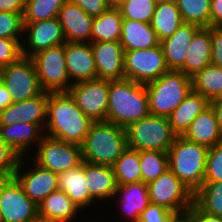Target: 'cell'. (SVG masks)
Returning <instances> with one entry per match:
<instances>
[{
	"label": "cell",
	"instance_id": "cell-1",
	"mask_svg": "<svg viewBox=\"0 0 222 222\" xmlns=\"http://www.w3.org/2000/svg\"><path fill=\"white\" fill-rule=\"evenodd\" d=\"M45 136L81 146L94 122L77 106L69 92H48Z\"/></svg>",
	"mask_w": 222,
	"mask_h": 222
},
{
	"label": "cell",
	"instance_id": "cell-2",
	"mask_svg": "<svg viewBox=\"0 0 222 222\" xmlns=\"http://www.w3.org/2000/svg\"><path fill=\"white\" fill-rule=\"evenodd\" d=\"M150 115L145 84L130 79L109 80L107 122L125 129Z\"/></svg>",
	"mask_w": 222,
	"mask_h": 222
},
{
	"label": "cell",
	"instance_id": "cell-3",
	"mask_svg": "<svg viewBox=\"0 0 222 222\" xmlns=\"http://www.w3.org/2000/svg\"><path fill=\"white\" fill-rule=\"evenodd\" d=\"M126 129L107 121L93 122L81 145L84 162L112 167L127 148Z\"/></svg>",
	"mask_w": 222,
	"mask_h": 222
},
{
	"label": "cell",
	"instance_id": "cell-4",
	"mask_svg": "<svg viewBox=\"0 0 222 222\" xmlns=\"http://www.w3.org/2000/svg\"><path fill=\"white\" fill-rule=\"evenodd\" d=\"M208 148L177 136L168 150V168L195 193L203 184Z\"/></svg>",
	"mask_w": 222,
	"mask_h": 222
},
{
	"label": "cell",
	"instance_id": "cell-5",
	"mask_svg": "<svg viewBox=\"0 0 222 222\" xmlns=\"http://www.w3.org/2000/svg\"><path fill=\"white\" fill-rule=\"evenodd\" d=\"M151 115L169 117L192 90V79L179 70H169L145 84Z\"/></svg>",
	"mask_w": 222,
	"mask_h": 222
},
{
	"label": "cell",
	"instance_id": "cell-6",
	"mask_svg": "<svg viewBox=\"0 0 222 222\" xmlns=\"http://www.w3.org/2000/svg\"><path fill=\"white\" fill-rule=\"evenodd\" d=\"M127 145L138 151L168 152L177 135L172 131L169 118L148 115L126 128Z\"/></svg>",
	"mask_w": 222,
	"mask_h": 222
},
{
	"label": "cell",
	"instance_id": "cell-7",
	"mask_svg": "<svg viewBox=\"0 0 222 222\" xmlns=\"http://www.w3.org/2000/svg\"><path fill=\"white\" fill-rule=\"evenodd\" d=\"M147 185L150 202L169 211L186 212L194 203V193L169 168Z\"/></svg>",
	"mask_w": 222,
	"mask_h": 222
},
{
	"label": "cell",
	"instance_id": "cell-8",
	"mask_svg": "<svg viewBox=\"0 0 222 222\" xmlns=\"http://www.w3.org/2000/svg\"><path fill=\"white\" fill-rule=\"evenodd\" d=\"M31 58L43 91L68 92L72 84L69 83L64 44L39 51Z\"/></svg>",
	"mask_w": 222,
	"mask_h": 222
},
{
	"label": "cell",
	"instance_id": "cell-9",
	"mask_svg": "<svg viewBox=\"0 0 222 222\" xmlns=\"http://www.w3.org/2000/svg\"><path fill=\"white\" fill-rule=\"evenodd\" d=\"M169 71L161 44L147 48L125 51V78L147 84Z\"/></svg>",
	"mask_w": 222,
	"mask_h": 222
},
{
	"label": "cell",
	"instance_id": "cell-10",
	"mask_svg": "<svg viewBox=\"0 0 222 222\" xmlns=\"http://www.w3.org/2000/svg\"><path fill=\"white\" fill-rule=\"evenodd\" d=\"M38 206L24 192L15 177L0 180V221L33 222Z\"/></svg>",
	"mask_w": 222,
	"mask_h": 222
},
{
	"label": "cell",
	"instance_id": "cell-11",
	"mask_svg": "<svg viewBox=\"0 0 222 222\" xmlns=\"http://www.w3.org/2000/svg\"><path fill=\"white\" fill-rule=\"evenodd\" d=\"M1 70L2 82L10 90L13 103L34 98L43 92L32 58L21 56Z\"/></svg>",
	"mask_w": 222,
	"mask_h": 222
},
{
	"label": "cell",
	"instance_id": "cell-12",
	"mask_svg": "<svg viewBox=\"0 0 222 222\" xmlns=\"http://www.w3.org/2000/svg\"><path fill=\"white\" fill-rule=\"evenodd\" d=\"M36 151L35 163L55 173L72 169L83 162L81 146L44 135Z\"/></svg>",
	"mask_w": 222,
	"mask_h": 222
},
{
	"label": "cell",
	"instance_id": "cell-13",
	"mask_svg": "<svg viewBox=\"0 0 222 222\" xmlns=\"http://www.w3.org/2000/svg\"><path fill=\"white\" fill-rule=\"evenodd\" d=\"M109 80L93 79L72 84L68 92L77 106L92 121H106L108 109Z\"/></svg>",
	"mask_w": 222,
	"mask_h": 222
},
{
	"label": "cell",
	"instance_id": "cell-14",
	"mask_svg": "<svg viewBox=\"0 0 222 222\" xmlns=\"http://www.w3.org/2000/svg\"><path fill=\"white\" fill-rule=\"evenodd\" d=\"M29 32L27 43L29 49L26 50L22 43V56L32 57L39 51L65 44L66 40L62 31V26L58 18H52L39 22H24V32Z\"/></svg>",
	"mask_w": 222,
	"mask_h": 222
},
{
	"label": "cell",
	"instance_id": "cell-15",
	"mask_svg": "<svg viewBox=\"0 0 222 222\" xmlns=\"http://www.w3.org/2000/svg\"><path fill=\"white\" fill-rule=\"evenodd\" d=\"M64 55L69 78L75 81L72 84L98 78L91 42H65Z\"/></svg>",
	"mask_w": 222,
	"mask_h": 222
},
{
	"label": "cell",
	"instance_id": "cell-16",
	"mask_svg": "<svg viewBox=\"0 0 222 222\" xmlns=\"http://www.w3.org/2000/svg\"><path fill=\"white\" fill-rule=\"evenodd\" d=\"M97 76L104 80H121L124 73V48L119 41L91 42Z\"/></svg>",
	"mask_w": 222,
	"mask_h": 222
},
{
	"label": "cell",
	"instance_id": "cell-17",
	"mask_svg": "<svg viewBox=\"0 0 222 222\" xmlns=\"http://www.w3.org/2000/svg\"><path fill=\"white\" fill-rule=\"evenodd\" d=\"M47 103L48 92L45 91L34 98L12 103L5 110L0 111V125H12L16 122H24L37 124L43 129L47 118ZM44 119L45 121H43Z\"/></svg>",
	"mask_w": 222,
	"mask_h": 222
},
{
	"label": "cell",
	"instance_id": "cell-18",
	"mask_svg": "<svg viewBox=\"0 0 222 222\" xmlns=\"http://www.w3.org/2000/svg\"><path fill=\"white\" fill-rule=\"evenodd\" d=\"M22 158L19 161L14 177L23 187L25 194L38 205L50 193L58 190V173L42 168L35 163L36 168L21 175L19 170H21V164H23Z\"/></svg>",
	"mask_w": 222,
	"mask_h": 222
},
{
	"label": "cell",
	"instance_id": "cell-19",
	"mask_svg": "<svg viewBox=\"0 0 222 222\" xmlns=\"http://www.w3.org/2000/svg\"><path fill=\"white\" fill-rule=\"evenodd\" d=\"M57 18L62 26L66 42H91V26L94 18L81 7L67 0Z\"/></svg>",
	"mask_w": 222,
	"mask_h": 222
},
{
	"label": "cell",
	"instance_id": "cell-20",
	"mask_svg": "<svg viewBox=\"0 0 222 222\" xmlns=\"http://www.w3.org/2000/svg\"><path fill=\"white\" fill-rule=\"evenodd\" d=\"M200 28L195 24L183 23L172 36L160 41L169 70H179L184 65L189 44Z\"/></svg>",
	"mask_w": 222,
	"mask_h": 222
},
{
	"label": "cell",
	"instance_id": "cell-21",
	"mask_svg": "<svg viewBox=\"0 0 222 222\" xmlns=\"http://www.w3.org/2000/svg\"><path fill=\"white\" fill-rule=\"evenodd\" d=\"M182 136L208 149L222 141L216 114L211 105L197 115Z\"/></svg>",
	"mask_w": 222,
	"mask_h": 222
},
{
	"label": "cell",
	"instance_id": "cell-22",
	"mask_svg": "<svg viewBox=\"0 0 222 222\" xmlns=\"http://www.w3.org/2000/svg\"><path fill=\"white\" fill-rule=\"evenodd\" d=\"M186 54L179 71L190 78L211 64V27H201L195 33Z\"/></svg>",
	"mask_w": 222,
	"mask_h": 222
},
{
	"label": "cell",
	"instance_id": "cell-23",
	"mask_svg": "<svg viewBox=\"0 0 222 222\" xmlns=\"http://www.w3.org/2000/svg\"><path fill=\"white\" fill-rule=\"evenodd\" d=\"M86 181L84 161L72 169L58 173V189L65 192L79 209H84L95 200L89 193Z\"/></svg>",
	"mask_w": 222,
	"mask_h": 222
},
{
	"label": "cell",
	"instance_id": "cell-24",
	"mask_svg": "<svg viewBox=\"0 0 222 222\" xmlns=\"http://www.w3.org/2000/svg\"><path fill=\"white\" fill-rule=\"evenodd\" d=\"M124 51L147 49L160 44L150 23L123 19L119 41Z\"/></svg>",
	"mask_w": 222,
	"mask_h": 222
},
{
	"label": "cell",
	"instance_id": "cell-25",
	"mask_svg": "<svg viewBox=\"0 0 222 222\" xmlns=\"http://www.w3.org/2000/svg\"><path fill=\"white\" fill-rule=\"evenodd\" d=\"M209 105L210 102L205 97L191 90L168 117L172 131L177 136H182L197 115Z\"/></svg>",
	"mask_w": 222,
	"mask_h": 222
},
{
	"label": "cell",
	"instance_id": "cell-26",
	"mask_svg": "<svg viewBox=\"0 0 222 222\" xmlns=\"http://www.w3.org/2000/svg\"><path fill=\"white\" fill-rule=\"evenodd\" d=\"M38 218L50 222H69L79 207L63 192L50 193L38 205Z\"/></svg>",
	"mask_w": 222,
	"mask_h": 222
},
{
	"label": "cell",
	"instance_id": "cell-27",
	"mask_svg": "<svg viewBox=\"0 0 222 222\" xmlns=\"http://www.w3.org/2000/svg\"><path fill=\"white\" fill-rule=\"evenodd\" d=\"M85 178L89 193L95 200L113 198L116 195L118 185L112 167L85 162Z\"/></svg>",
	"mask_w": 222,
	"mask_h": 222
},
{
	"label": "cell",
	"instance_id": "cell-28",
	"mask_svg": "<svg viewBox=\"0 0 222 222\" xmlns=\"http://www.w3.org/2000/svg\"><path fill=\"white\" fill-rule=\"evenodd\" d=\"M37 124L16 122L12 125H0V140L10 146L20 157L33 141L39 143L43 136Z\"/></svg>",
	"mask_w": 222,
	"mask_h": 222
},
{
	"label": "cell",
	"instance_id": "cell-29",
	"mask_svg": "<svg viewBox=\"0 0 222 222\" xmlns=\"http://www.w3.org/2000/svg\"><path fill=\"white\" fill-rule=\"evenodd\" d=\"M122 209L127 214L130 220L138 222L140 214L144 212L146 207L150 203L148 194V185L146 183H128L124 185H118L116 195L120 194ZM131 216V217H130Z\"/></svg>",
	"mask_w": 222,
	"mask_h": 222
},
{
	"label": "cell",
	"instance_id": "cell-30",
	"mask_svg": "<svg viewBox=\"0 0 222 222\" xmlns=\"http://www.w3.org/2000/svg\"><path fill=\"white\" fill-rule=\"evenodd\" d=\"M122 20L120 9L109 7L93 19L91 42L120 41Z\"/></svg>",
	"mask_w": 222,
	"mask_h": 222
},
{
	"label": "cell",
	"instance_id": "cell-31",
	"mask_svg": "<svg viewBox=\"0 0 222 222\" xmlns=\"http://www.w3.org/2000/svg\"><path fill=\"white\" fill-rule=\"evenodd\" d=\"M183 23L175 1L157 4L150 22L159 41L172 36Z\"/></svg>",
	"mask_w": 222,
	"mask_h": 222
},
{
	"label": "cell",
	"instance_id": "cell-32",
	"mask_svg": "<svg viewBox=\"0 0 222 222\" xmlns=\"http://www.w3.org/2000/svg\"><path fill=\"white\" fill-rule=\"evenodd\" d=\"M192 79V90L209 102L222 97V67L212 64L197 72Z\"/></svg>",
	"mask_w": 222,
	"mask_h": 222
},
{
	"label": "cell",
	"instance_id": "cell-33",
	"mask_svg": "<svg viewBox=\"0 0 222 222\" xmlns=\"http://www.w3.org/2000/svg\"><path fill=\"white\" fill-rule=\"evenodd\" d=\"M112 168L117 185L141 182L140 151L127 146Z\"/></svg>",
	"mask_w": 222,
	"mask_h": 222
},
{
	"label": "cell",
	"instance_id": "cell-34",
	"mask_svg": "<svg viewBox=\"0 0 222 222\" xmlns=\"http://www.w3.org/2000/svg\"><path fill=\"white\" fill-rule=\"evenodd\" d=\"M194 203L202 211L222 217V181L203 182L194 193Z\"/></svg>",
	"mask_w": 222,
	"mask_h": 222
},
{
	"label": "cell",
	"instance_id": "cell-35",
	"mask_svg": "<svg viewBox=\"0 0 222 222\" xmlns=\"http://www.w3.org/2000/svg\"><path fill=\"white\" fill-rule=\"evenodd\" d=\"M184 23L210 27L211 0H175Z\"/></svg>",
	"mask_w": 222,
	"mask_h": 222
},
{
	"label": "cell",
	"instance_id": "cell-36",
	"mask_svg": "<svg viewBox=\"0 0 222 222\" xmlns=\"http://www.w3.org/2000/svg\"><path fill=\"white\" fill-rule=\"evenodd\" d=\"M67 0H25L24 22H39L57 18Z\"/></svg>",
	"mask_w": 222,
	"mask_h": 222
},
{
	"label": "cell",
	"instance_id": "cell-37",
	"mask_svg": "<svg viewBox=\"0 0 222 222\" xmlns=\"http://www.w3.org/2000/svg\"><path fill=\"white\" fill-rule=\"evenodd\" d=\"M141 179L143 183L156 180L168 169V152L140 151Z\"/></svg>",
	"mask_w": 222,
	"mask_h": 222
},
{
	"label": "cell",
	"instance_id": "cell-38",
	"mask_svg": "<svg viewBox=\"0 0 222 222\" xmlns=\"http://www.w3.org/2000/svg\"><path fill=\"white\" fill-rule=\"evenodd\" d=\"M155 6L154 0H127L119 9L123 19L150 23Z\"/></svg>",
	"mask_w": 222,
	"mask_h": 222
},
{
	"label": "cell",
	"instance_id": "cell-39",
	"mask_svg": "<svg viewBox=\"0 0 222 222\" xmlns=\"http://www.w3.org/2000/svg\"><path fill=\"white\" fill-rule=\"evenodd\" d=\"M24 32L23 14L0 11V38L16 39Z\"/></svg>",
	"mask_w": 222,
	"mask_h": 222
},
{
	"label": "cell",
	"instance_id": "cell-40",
	"mask_svg": "<svg viewBox=\"0 0 222 222\" xmlns=\"http://www.w3.org/2000/svg\"><path fill=\"white\" fill-rule=\"evenodd\" d=\"M222 181V141L208 150L203 182Z\"/></svg>",
	"mask_w": 222,
	"mask_h": 222
},
{
	"label": "cell",
	"instance_id": "cell-41",
	"mask_svg": "<svg viewBox=\"0 0 222 222\" xmlns=\"http://www.w3.org/2000/svg\"><path fill=\"white\" fill-rule=\"evenodd\" d=\"M21 157L0 140V180L14 177Z\"/></svg>",
	"mask_w": 222,
	"mask_h": 222
},
{
	"label": "cell",
	"instance_id": "cell-42",
	"mask_svg": "<svg viewBox=\"0 0 222 222\" xmlns=\"http://www.w3.org/2000/svg\"><path fill=\"white\" fill-rule=\"evenodd\" d=\"M22 56V44L16 39L0 38V68L14 63Z\"/></svg>",
	"mask_w": 222,
	"mask_h": 222
},
{
	"label": "cell",
	"instance_id": "cell-43",
	"mask_svg": "<svg viewBox=\"0 0 222 222\" xmlns=\"http://www.w3.org/2000/svg\"><path fill=\"white\" fill-rule=\"evenodd\" d=\"M177 214L150 202L144 212L140 214L138 222H170Z\"/></svg>",
	"mask_w": 222,
	"mask_h": 222
},
{
	"label": "cell",
	"instance_id": "cell-44",
	"mask_svg": "<svg viewBox=\"0 0 222 222\" xmlns=\"http://www.w3.org/2000/svg\"><path fill=\"white\" fill-rule=\"evenodd\" d=\"M211 64L222 67V27H211Z\"/></svg>",
	"mask_w": 222,
	"mask_h": 222
},
{
	"label": "cell",
	"instance_id": "cell-45",
	"mask_svg": "<svg viewBox=\"0 0 222 222\" xmlns=\"http://www.w3.org/2000/svg\"><path fill=\"white\" fill-rule=\"evenodd\" d=\"M81 7L89 16L95 18L109 8L107 0H68Z\"/></svg>",
	"mask_w": 222,
	"mask_h": 222
},
{
	"label": "cell",
	"instance_id": "cell-46",
	"mask_svg": "<svg viewBox=\"0 0 222 222\" xmlns=\"http://www.w3.org/2000/svg\"><path fill=\"white\" fill-rule=\"evenodd\" d=\"M188 211L191 213L192 222H222V217L202 211L195 203L191 205Z\"/></svg>",
	"mask_w": 222,
	"mask_h": 222
},
{
	"label": "cell",
	"instance_id": "cell-47",
	"mask_svg": "<svg viewBox=\"0 0 222 222\" xmlns=\"http://www.w3.org/2000/svg\"><path fill=\"white\" fill-rule=\"evenodd\" d=\"M210 27H222V0H211Z\"/></svg>",
	"mask_w": 222,
	"mask_h": 222
},
{
	"label": "cell",
	"instance_id": "cell-48",
	"mask_svg": "<svg viewBox=\"0 0 222 222\" xmlns=\"http://www.w3.org/2000/svg\"><path fill=\"white\" fill-rule=\"evenodd\" d=\"M25 0H0V11L23 14Z\"/></svg>",
	"mask_w": 222,
	"mask_h": 222
},
{
	"label": "cell",
	"instance_id": "cell-49",
	"mask_svg": "<svg viewBox=\"0 0 222 222\" xmlns=\"http://www.w3.org/2000/svg\"><path fill=\"white\" fill-rule=\"evenodd\" d=\"M13 103L10 90L6 88L3 82L0 83V111L5 110Z\"/></svg>",
	"mask_w": 222,
	"mask_h": 222
},
{
	"label": "cell",
	"instance_id": "cell-50",
	"mask_svg": "<svg viewBox=\"0 0 222 222\" xmlns=\"http://www.w3.org/2000/svg\"><path fill=\"white\" fill-rule=\"evenodd\" d=\"M210 105L216 114L218 126L222 134V97L212 100Z\"/></svg>",
	"mask_w": 222,
	"mask_h": 222
},
{
	"label": "cell",
	"instance_id": "cell-51",
	"mask_svg": "<svg viewBox=\"0 0 222 222\" xmlns=\"http://www.w3.org/2000/svg\"><path fill=\"white\" fill-rule=\"evenodd\" d=\"M170 222H192L191 213L189 211L178 213Z\"/></svg>",
	"mask_w": 222,
	"mask_h": 222
},
{
	"label": "cell",
	"instance_id": "cell-52",
	"mask_svg": "<svg viewBox=\"0 0 222 222\" xmlns=\"http://www.w3.org/2000/svg\"><path fill=\"white\" fill-rule=\"evenodd\" d=\"M127 0H107L110 8H120Z\"/></svg>",
	"mask_w": 222,
	"mask_h": 222
},
{
	"label": "cell",
	"instance_id": "cell-53",
	"mask_svg": "<svg viewBox=\"0 0 222 222\" xmlns=\"http://www.w3.org/2000/svg\"><path fill=\"white\" fill-rule=\"evenodd\" d=\"M156 5L157 4H163V3H167V2H171V1H175V0H154Z\"/></svg>",
	"mask_w": 222,
	"mask_h": 222
},
{
	"label": "cell",
	"instance_id": "cell-54",
	"mask_svg": "<svg viewBox=\"0 0 222 222\" xmlns=\"http://www.w3.org/2000/svg\"><path fill=\"white\" fill-rule=\"evenodd\" d=\"M33 222H50V221H46V220H42L38 218L36 221H33Z\"/></svg>",
	"mask_w": 222,
	"mask_h": 222
},
{
	"label": "cell",
	"instance_id": "cell-55",
	"mask_svg": "<svg viewBox=\"0 0 222 222\" xmlns=\"http://www.w3.org/2000/svg\"><path fill=\"white\" fill-rule=\"evenodd\" d=\"M2 82V70H0V83Z\"/></svg>",
	"mask_w": 222,
	"mask_h": 222
}]
</instances>
